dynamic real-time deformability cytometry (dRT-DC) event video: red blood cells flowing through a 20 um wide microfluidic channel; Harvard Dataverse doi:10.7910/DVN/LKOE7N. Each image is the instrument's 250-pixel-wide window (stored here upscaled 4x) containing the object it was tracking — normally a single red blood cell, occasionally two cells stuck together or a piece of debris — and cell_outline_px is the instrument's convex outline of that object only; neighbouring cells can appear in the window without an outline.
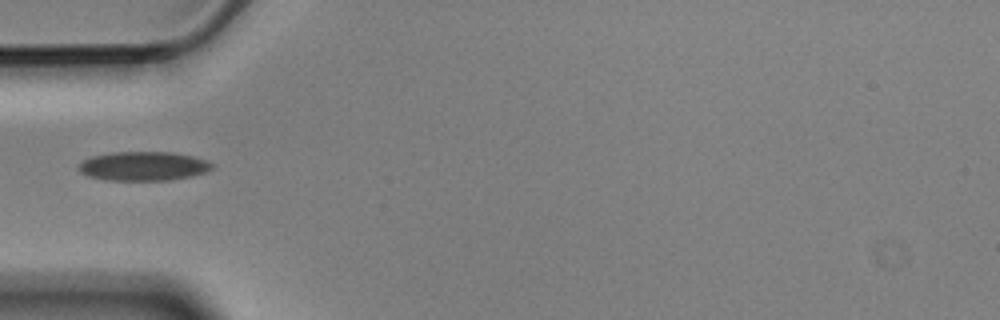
{"species": "Egyptian fruit bat (a non-hibernating species)", "species_latin": "Rousettus aegyptiacus", "temperature_condition": "cold", "stored_images_in_passage": 5, "camera_frame_rate_fps": 3000, "um_per_image_px": 0.085, "animal": {"sex": "male"}, "frame": {"image": 1, "passage_image": 1, "time_ms": 0.0, "image_size_px": [1000, 320], "cell_outline_px": [[216, 164], [212, 168], [204, 172], [192, 176], [172, 180], [104, 180], [88, 176], [80, 172], [76, 168], [84, 160], [92, 156], [112, 152], [172, 152], [192, 156]], "centroid_in_image_um": [12.17, 14.12], "position_along_channel_um": 72.8, "area_um2": 22.66}}
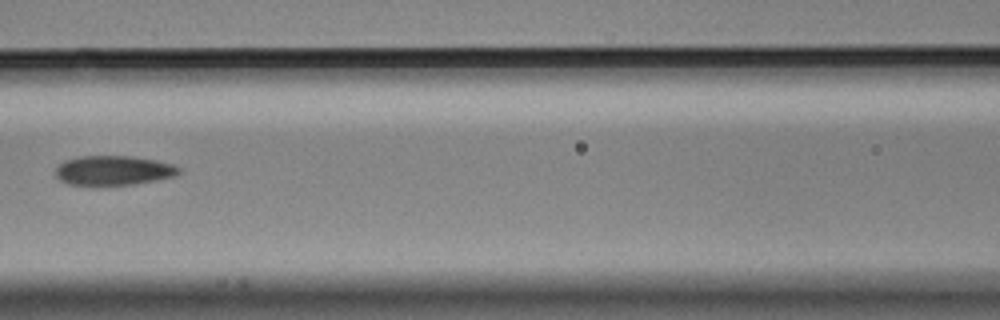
{"frame": {"image": 2, "passage_image": 3, "time_ms": 0.667, "image_size_px": [1000, 320], "cell_outline_px": [[180, 172], [176, 176], [136, 184], [68, 184], [60, 180], [56, 176], [56, 168], [64, 160], [80, 156], [132, 156], [156, 160], [172, 164], [180, 168]], "centroid_in_image_um": [9.66, 14.47], "position_along_channel_um": 156.9, "area_um2": 21.04}}
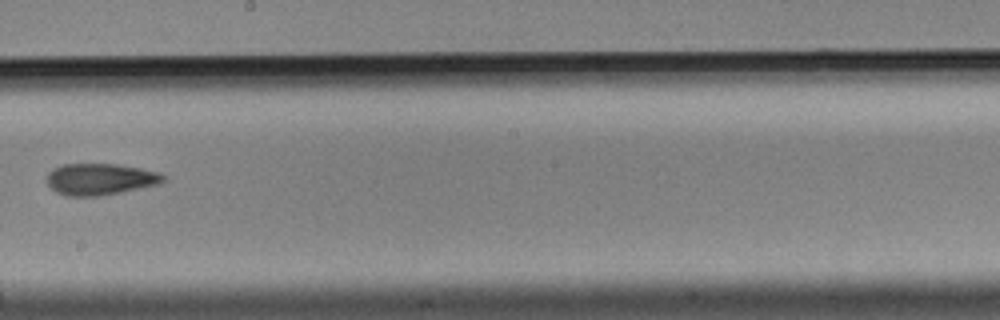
{"frame": {"image": 3, "passage_image": 5, "time_ms": 1.333, "image_size_px": [1000, 320], "cell_outline_px": [[168, 180], [160, 184], [100, 196], [68, 196], [56, 192], [48, 184], [48, 172], [52, 168], [64, 164], [116, 164], [140, 168], [160, 172], [168, 176]], "centroid_in_image_um": [8.58, 15.22], "position_along_channel_um": 239.6, "area_um2": 21.56}}